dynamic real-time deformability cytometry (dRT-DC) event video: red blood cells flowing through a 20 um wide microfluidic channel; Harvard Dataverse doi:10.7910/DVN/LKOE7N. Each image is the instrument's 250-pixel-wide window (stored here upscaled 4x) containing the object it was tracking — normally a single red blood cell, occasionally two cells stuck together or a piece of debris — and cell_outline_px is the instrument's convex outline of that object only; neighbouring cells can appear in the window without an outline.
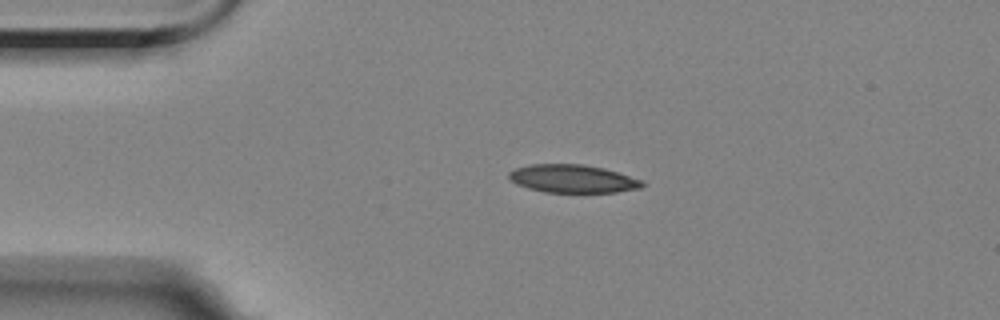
{"species": "Egyptian fruit bat (a non-hibernating species)", "species_latin": "Rousettus aegyptiacus", "temperature_condition": "room temperature", "stored_images_in_passage": 4, "camera_frame_rate_fps": 3000, "um_per_image_px": 0.085, "animal": {"sex": "female"}, "frame": {"image": 1, "passage_image": 2, "time_ms": 1.333, "image_size_px": [1000, 320], "cell_outline_px": [[644, 184], [640, 188], [616, 192], [544, 192], [528, 188], [516, 184], [508, 176], [508, 172], [516, 168], [532, 164], [580, 164], [604, 168], [644, 180]], "centroid_in_image_um": [48.69, 15.19], "position_along_channel_um": 36.3, "area_um2": 21.73}}
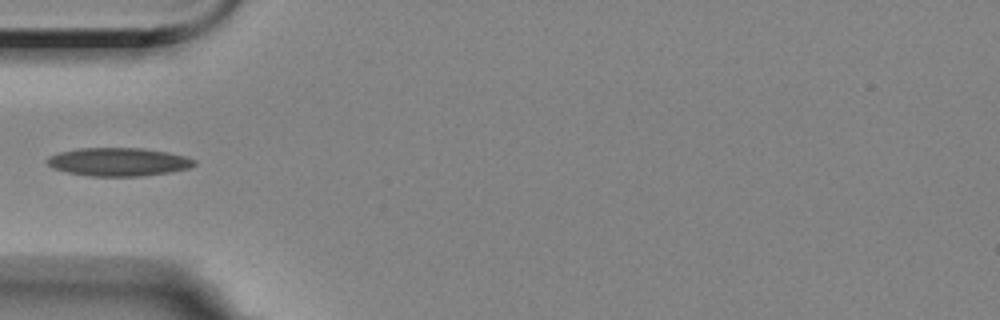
{"frame": {"image": 2, "passage_image": 4, "time_ms": 3.333, "image_size_px": [1000, 320], "cell_outline_px": [[196, 164], [188, 168], [168, 172], [144, 176], [88, 176], [68, 172], [52, 168], [44, 160], [48, 156], [60, 152], [80, 148], [144, 148], [168, 152], [184, 156], [196, 160]], "centroid_in_image_um": [10.05, 13.76], "position_along_channel_um": 75.0, "area_um2": 24.28}}